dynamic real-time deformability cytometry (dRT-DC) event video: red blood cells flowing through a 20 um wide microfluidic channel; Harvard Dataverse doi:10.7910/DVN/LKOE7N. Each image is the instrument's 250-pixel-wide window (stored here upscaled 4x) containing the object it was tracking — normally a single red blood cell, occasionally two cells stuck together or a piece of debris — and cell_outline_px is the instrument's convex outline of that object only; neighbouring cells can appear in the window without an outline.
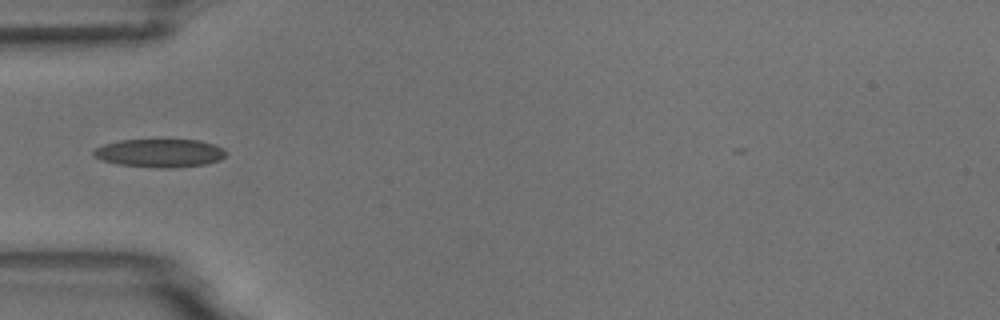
{"species": "common noctule bat (a hibernating species)", "species_latin": "Nyctalus noctula", "temperature_condition": "room temperature", "stored_images_in_passage": 8, "camera_frame_rate_fps": 3000, "um_per_image_px": 0.085, "animal": {"sex": "male", "body_mass_g": 18.8}, "frame": {"image": 1, "passage_image": 4, "time_ms": 4.667, "image_size_px": [1000, 320], "cell_outline_px": [[228, 152], [220, 160], [208, 164], [176, 168], [160, 168], [120, 164], [104, 160], [92, 156], [92, 152], [96, 148], [104, 144], [120, 140], [200, 140], [216, 144], [224, 148]], "centroid_in_image_um": [13.65, 13.01], "position_along_channel_um": 71.3, "area_um2": 21.96}}
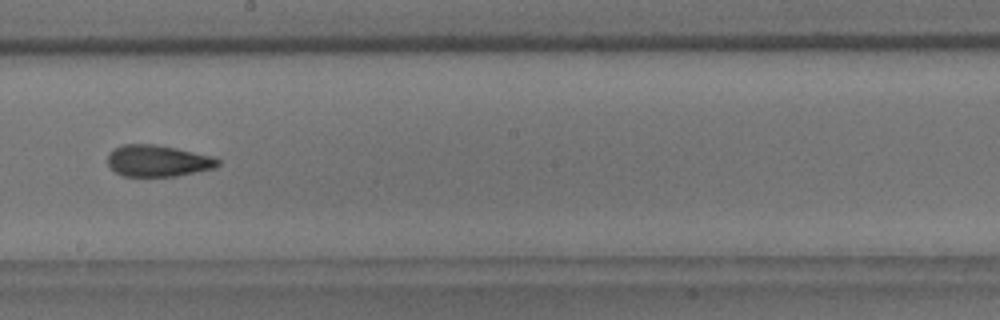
{"frame": {"image": 2, "passage_image": 8, "time_ms": 9.0, "image_size_px": [1000, 320], "cell_outline_px": [[220, 164], [216, 168], [176, 176], [124, 176], [116, 172], [108, 164], [108, 156], [112, 148], [120, 144], [156, 144], [176, 148], [212, 156], [220, 160]], "centroid_in_image_um": [13.42, 13.66], "position_along_channel_um": 234.8, "area_um2": 20.35}}